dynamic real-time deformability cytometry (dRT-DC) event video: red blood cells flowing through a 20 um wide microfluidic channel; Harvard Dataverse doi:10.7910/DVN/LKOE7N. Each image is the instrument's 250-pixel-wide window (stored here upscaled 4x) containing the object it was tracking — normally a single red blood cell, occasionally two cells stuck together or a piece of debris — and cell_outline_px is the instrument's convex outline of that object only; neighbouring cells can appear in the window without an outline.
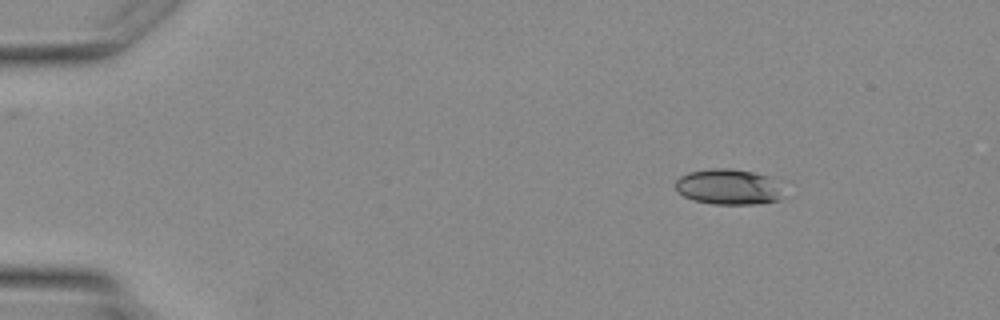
{"species": "Egyptian fruit bat (a non-hibernating species)", "species_latin": "Rousettus aegyptiacus", "temperature_condition": "warm", "stored_images_in_passage": 4, "camera_frame_rate_fps": 3000, "um_per_image_px": 0.085, "animal": {"sex": "female"}, "frame": {"image": 1, "passage_image": 4, "time_ms": 3.667, "image_size_px": [1000, 320], "cell_outline_px": [[780, 200], [760, 204], [712, 204], [692, 200], [684, 196], [676, 188], [676, 180], [680, 176], [688, 172], [708, 168], [728, 168], [752, 172], [768, 176], [776, 188], [780, 196]], "centroid_in_image_um": [61.82, 15.89], "position_along_channel_um": 23.2, "area_um2": 21.96}}